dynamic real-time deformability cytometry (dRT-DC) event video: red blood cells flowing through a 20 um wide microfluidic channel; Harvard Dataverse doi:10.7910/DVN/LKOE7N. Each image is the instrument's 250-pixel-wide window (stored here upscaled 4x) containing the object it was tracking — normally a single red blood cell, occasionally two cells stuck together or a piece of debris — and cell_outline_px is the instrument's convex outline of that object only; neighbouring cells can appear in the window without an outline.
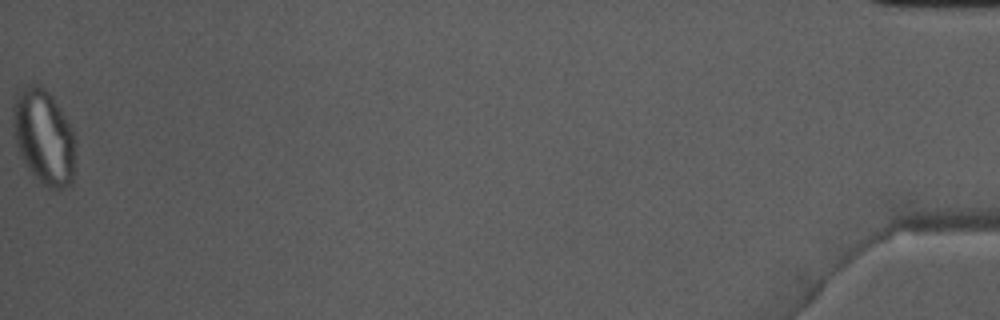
{"species": "Egyptian fruit bat (a non-hibernating species)", "species_latin": "Rousettus aegyptiacus", "temperature_condition": "warm", "stored_images_in_passage": 41, "camera_frame_rate_fps": 3000, "um_per_image_px": 0.085, "animal": {"sex": "male"}, "frame": {"image": 1, "passage_image": 41, "time_ms": 13.333, "image_size_px": [1000, 320], "cell_outline_px": [[76, 168], [72, 184], [64, 188], [48, 188], [24, 164], [20, 156], [12, 136], [12, 108], [16, 96], [24, 88], [32, 84], [40, 84], [52, 96], [60, 108], [72, 128], [76, 136]], "centroid_in_image_um": [3.75, 11.66], "position_along_channel_um": 431.5, "area_um2": 35.32}}